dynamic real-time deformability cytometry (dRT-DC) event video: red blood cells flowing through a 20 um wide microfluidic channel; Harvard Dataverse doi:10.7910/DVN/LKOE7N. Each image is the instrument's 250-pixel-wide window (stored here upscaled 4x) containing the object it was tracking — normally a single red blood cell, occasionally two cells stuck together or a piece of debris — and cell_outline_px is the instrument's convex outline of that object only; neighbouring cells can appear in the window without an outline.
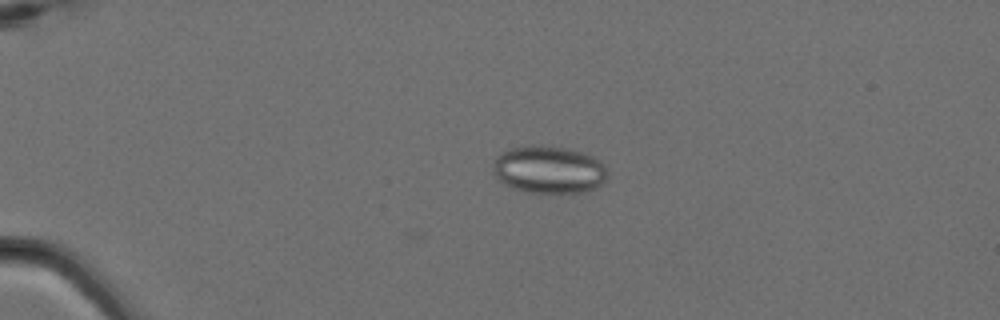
{"species": "Egyptian fruit bat (a non-hibernating species)", "species_latin": "Rousettus aegyptiacus", "temperature_condition": "cold", "stored_images_in_passage": 3, "camera_frame_rate_fps": 3000, "um_per_image_px": 0.085, "animal": {"sex": "female"}, "frame": {"image": 1, "passage_image": 3, "time_ms": 0.667, "image_size_px": [1000, 320], "cell_outline_px": [[604, 180], [600, 184], [588, 192], [528, 192], [512, 188], [504, 184], [496, 176], [492, 168], [492, 164], [496, 156], [500, 152], [512, 148], [568, 148], [592, 156], [600, 160], [604, 164]], "centroid_in_image_um": [46.62, 14.45], "position_along_channel_um": 38.4, "area_um2": 30.75}}